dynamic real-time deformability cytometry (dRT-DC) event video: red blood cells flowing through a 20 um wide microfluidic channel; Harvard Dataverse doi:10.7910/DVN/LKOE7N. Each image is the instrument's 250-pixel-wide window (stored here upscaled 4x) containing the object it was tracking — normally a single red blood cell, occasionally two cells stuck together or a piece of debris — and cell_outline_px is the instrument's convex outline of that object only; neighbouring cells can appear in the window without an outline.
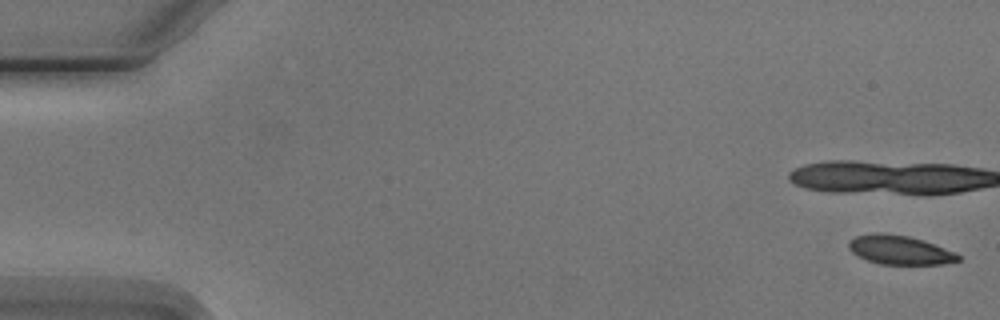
{"species": "Egyptian fruit bat (a non-hibernating species)", "species_latin": "Rousettus aegyptiacus", "temperature_condition": "cold", "stored_images_in_passage": 6, "segment_of_instrument_passage": [2, 2], "camera_frame_rate_fps": 3000, "um_per_image_px": 0.085, "animal": {"sex": "male"}, "frame": {"image": 1, "passage_image": 6, "time_ms": 6.0, "image_size_px": [1000, 320], "cell_outline_px": [[960, 260], [944, 264], [880, 264], [856, 256], [848, 248], [848, 240], [856, 236], [880, 232], [908, 236], [932, 244], [952, 252], [960, 256]], "centroid_in_image_um": [76.4, 21.25], "position_along_channel_um": 8.6, "area_um2": 18.21}}